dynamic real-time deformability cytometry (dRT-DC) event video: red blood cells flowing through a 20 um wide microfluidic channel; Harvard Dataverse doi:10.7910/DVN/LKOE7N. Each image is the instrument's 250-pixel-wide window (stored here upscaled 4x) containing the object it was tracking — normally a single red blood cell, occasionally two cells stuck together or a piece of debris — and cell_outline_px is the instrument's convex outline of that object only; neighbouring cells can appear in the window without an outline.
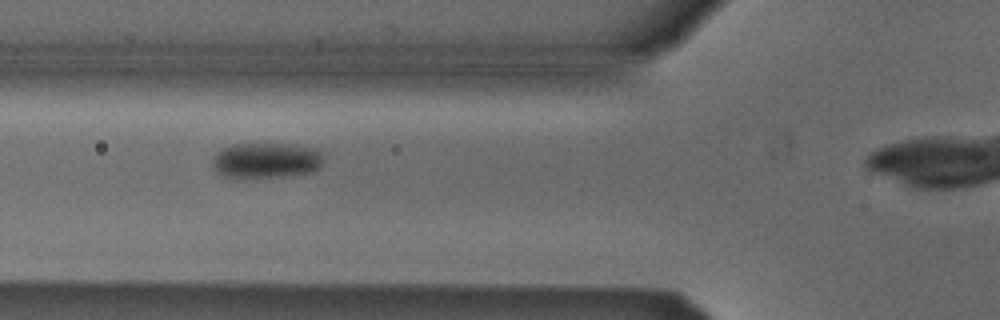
{"species": "Egyptian fruit bat (a non-hibernating species)", "species_latin": "Rousettus aegyptiacus", "temperature_condition": "cold", "stored_images_in_passage": 4, "camera_frame_rate_fps": 3000, "um_per_image_px": 0.085, "animal": {"sex": "male"}, "frame": {"image": 1, "passage_image": 2, "time_ms": 1.0, "image_size_px": [1000, 320], "cell_outline_px": [[320, 168], [308, 172], [276, 176], [236, 180], [224, 176], [216, 172], [212, 168], [212, 156], [224, 148], [232, 144], [296, 144], [312, 148], [320, 152]], "centroid_in_image_um": [22.5, 13.65], "position_along_channel_um": 103.3, "area_um2": 23.06}}
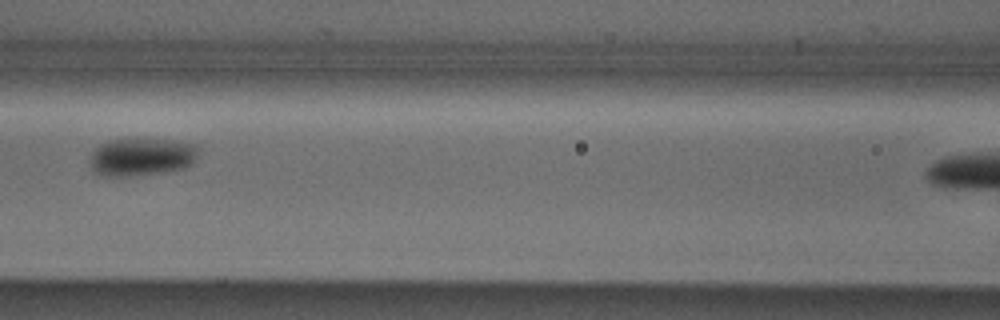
{"frame": {"image": 2, "passage_image": 3, "time_ms": 2.333, "image_size_px": [1000, 320], "cell_outline_px": [[200, 148], [192, 164], [184, 168], [160, 172], [128, 176], [100, 176], [92, 168], [88, 160], [92, 152], [100, 144], [108, 140], [136, 136], [172, 140], [196, 144]], "centroid_in_image_um": [12.01, 13.28], "position_along_channel_um": 154.6, "area_um2": 24.68}}
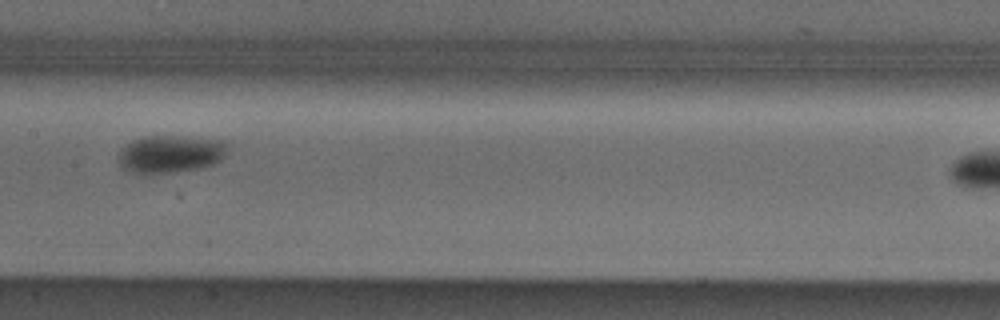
{"frame": {"image": 3, "passage_image": 4, "time_ms": 3.333, "image_size_px": [1000, 320], "cell_outline_px": [[228, 144], [224, 156], [220, 160], [212, 164], [196, 168], [172, 172], [136, 172], [124, 168], [120, 164], [120, 148], [132, 140], [144, 136], [172, 136], [224, 140]], "centroid_in_image_um": [14.5, 13.05], "position_along_channel_um": 192.9, "area_um2": 23.29}}